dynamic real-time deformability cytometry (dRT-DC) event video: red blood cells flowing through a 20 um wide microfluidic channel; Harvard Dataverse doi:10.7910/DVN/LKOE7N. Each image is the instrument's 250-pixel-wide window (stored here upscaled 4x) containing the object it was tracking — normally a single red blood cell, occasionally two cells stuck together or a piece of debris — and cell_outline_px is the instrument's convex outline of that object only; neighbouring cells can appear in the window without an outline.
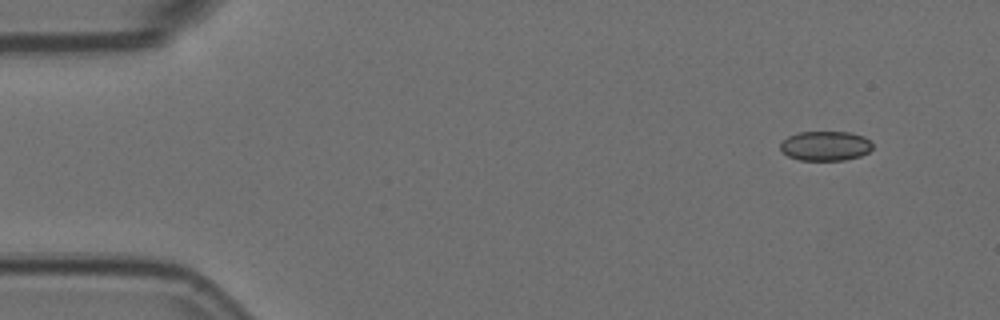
{"species": "Egyptian fruit bat (a non-hibernating species)", "species_latin": "Rousettus aegyptiacus", "temperature_condition": "room temperature", "stored_images_in_passage": 53, "camera_frame_rate_fps": 3000, "um_per_image_px": 0.085, "animal": {"sex": "female"}, "frame": {"image": 1, "passage_image": 1, "time_ms": 0.0, "image_size_px": [1000, 320], "cell_outline_px": [[872, 148], [868, 152], [860, 156], [844, 160], [800, 160], [788, 156], [780, 148], [780, 144], [788, 136], [800, 132], [848, 132], [864, 136], [872, 144]], "centroid_in_image_um": [70.16, 12.4], "position_along_channel_um": 14.8, "area_um2": 15.78}}
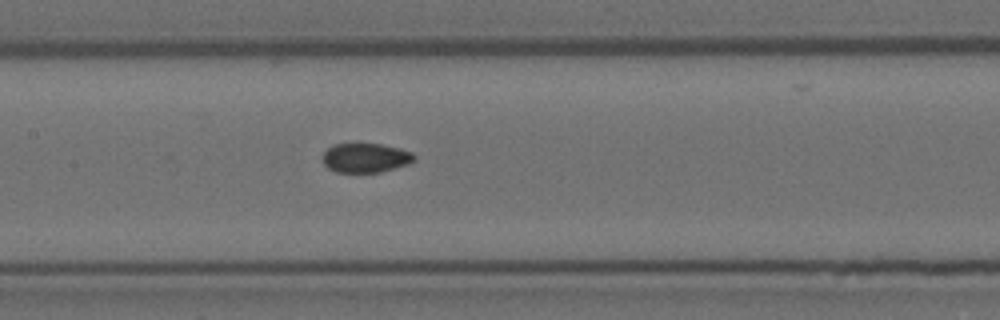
{"frame": {"image": 2, "passage_image": 23, "time_ms": 7.333, "image_size_px": [1000, 320], "cell_outline_px": [[416, 156], [408, 164], [380, 172], [336, 172], [328, 168], [324, 164], [324, 152], [332, 144], [352, 140], [380, 144], [400, 148], [412, 152]], "centroid_in_image_um": [31.03, 13.36], "position_along_channel_um": 176.4, "area_um2": 16.18}}
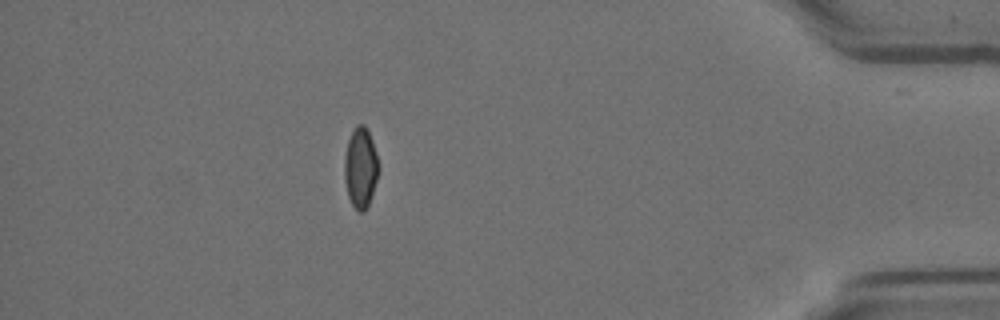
{"frame": {"image": 3, "passage_image": 46, "time_ms": 15.0, "image_size_px": [1000, 320], "cell_outline_px": [[380, 168], [368, 204], [360, 212], [352, 204], [348, 196], [344, 180], [344, 156], [348, 140], [356, 124], [364, 124], [372, 140], [376, 152]], "centroid_in_image_um": [30.63, 14.2], "position_along_channel_um": 404.6, "area_um2": 15.84}, "authors_computed_cell_mechanics": {"area_um2": 16.1262, "velocity_mm_per_s": 3.6146, "shape_relaxation_time_tau1_ms": null, "shape_relaxation_time_tau2_ms": 2.8291, "deformation_change_tau1": null, "deformation_change_tau2": 0.0439}}